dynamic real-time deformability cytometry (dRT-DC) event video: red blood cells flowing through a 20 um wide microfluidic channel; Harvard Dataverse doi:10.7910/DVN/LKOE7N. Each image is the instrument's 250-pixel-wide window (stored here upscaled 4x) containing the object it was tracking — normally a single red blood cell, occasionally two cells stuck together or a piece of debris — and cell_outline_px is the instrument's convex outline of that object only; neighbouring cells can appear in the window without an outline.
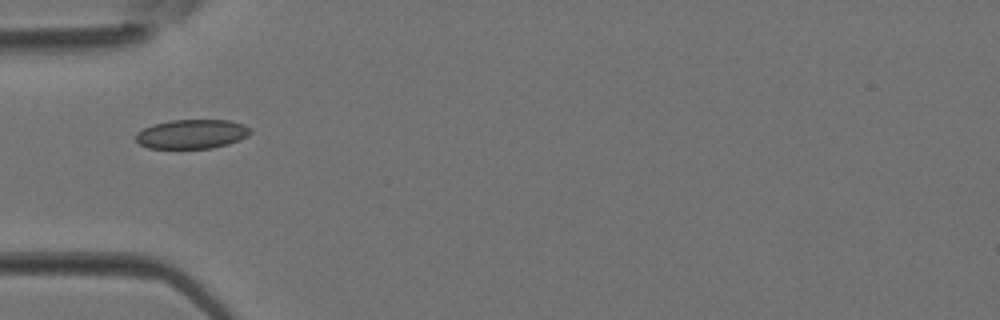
{"species": "Egyptian fruit bat (a non-hibernating species)", "species_latin": "Rousettus aegyptiacus", "temperature_condition": "room temperature", "stored_images_in_passage": 2, "camera_frame_rate_fps": 3000, "um_per_image_px": 0.085, "animal": {"sex": "female"}, "frame": {"image": 1, "passage_image": 1, "time_ms": 0.0, "image_size_px": [1000, 320], "cell_outline_px": [[252, 132], [228, 144], [212, 148], [148, 148], [140, 144], [136, 140], [136, 132], [152, 124], [172, 120], [228, 120], [244, 124], [252, 128]], "centroid_in_image_um": [16.29, 11.38], "position_along_channel_um": 68.7, "area_um2": 19.42}}
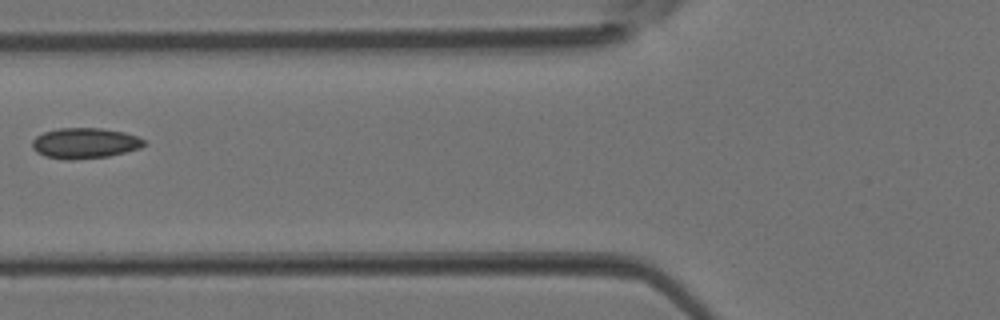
{"frame": {"image": 2, "passage_image": 2, "time_ms": 0.333, "image_size_px": [1000, 320], "cell_outline_px": [[148, 144], [140, 148], [108, 156], [72, 160], [64, 160], [44, 156], [36, 152], [32, 148], [32, 140], [36, 136], [44, 132], [60, 128], [100, 128], [124, 132], [136, 136], [144, 140]], "centroid_in_image_um": [7.19, 12.17], "position_along_channel_um": 118.6, "area_um2": 20.0}}